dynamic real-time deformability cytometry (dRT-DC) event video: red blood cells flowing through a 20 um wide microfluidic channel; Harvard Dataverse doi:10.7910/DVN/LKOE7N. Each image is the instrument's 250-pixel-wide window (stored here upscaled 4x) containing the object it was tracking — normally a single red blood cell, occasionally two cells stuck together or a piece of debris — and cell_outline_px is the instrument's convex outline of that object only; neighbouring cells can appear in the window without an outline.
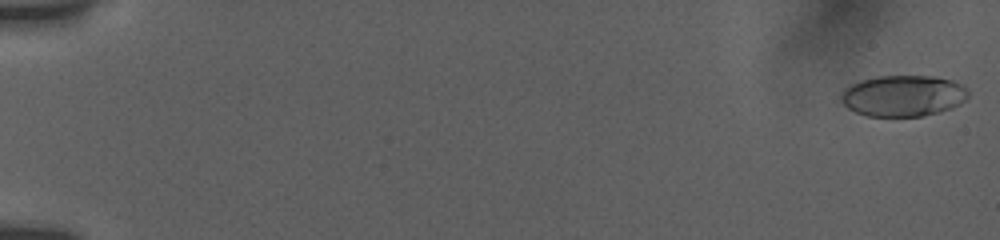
{"species": "human", "species_latin": "Homo sapiens", "temperature_condition": "room temperature", "stored_images_in_passage": 28, "camera_frame_rate_fps": 3000, "um_per_image_px": 0.085, "donor": {"sex": "female"}, "frame": {"image": 1, "passage_image": 1, "time_ms": 0.0, "image_size_px": [1000, 240], "cell_outline_px": [[968, 96], [960, 104], [952, 108], [940, 112], [924, 116], [868, 116], [856, 112], [848, 108], [840, 100], [840, 96], [844, 88], [860, 80], [876, 76], [936, 76], [952, 80], [964, 84], [968, 88]], "centroid_in_image_um": [76.79, 8.13], "position_along_channel_um": 8.2, "area_um2": 30.87}}
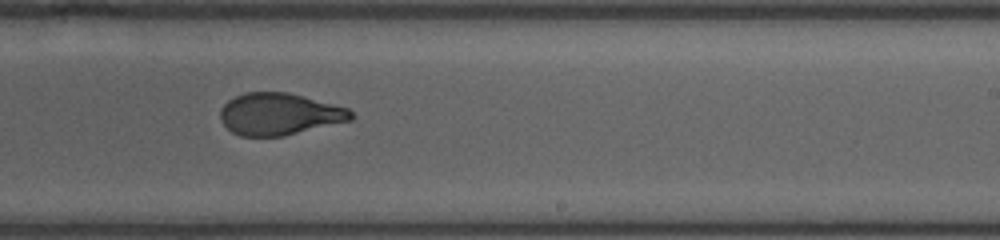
{"frame": {"image": 2, "passage_image": 22, "time_ms": 11.667, "image_size_px": [1000, 240], "cell_outline_px": [[356, 116], [352, 120], [284, 136], [240, 136], [232, 132], [220, 120], [220, 108], [228, 100], [236, 96], [248, 92], [288, 92], [348, 108]], "centroid_in_image_um": [23.75, 9.7], "position_along_channel_um": 265.3, "area_um2": 31.96}}
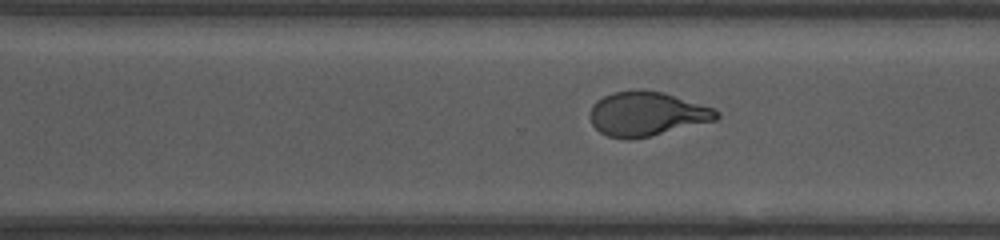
{"frame": {"image": 3, "passage_image": 26, "time_ms": 13.0, "image_size_px": [1000, 240], "cell_outline_px": [[720, 116], [716, 120], [648, 136], [628, 140], [608, 136], [600, 132], [592, 124], [592, 104], [596, 100], [612, 92], [632, 88], [664, 92], [712, 108], [720, 112]], "centroid_in_image_um": [54.96, 9.66], "position_along_channel_um": 315.6, "area_um2": 32.43}}